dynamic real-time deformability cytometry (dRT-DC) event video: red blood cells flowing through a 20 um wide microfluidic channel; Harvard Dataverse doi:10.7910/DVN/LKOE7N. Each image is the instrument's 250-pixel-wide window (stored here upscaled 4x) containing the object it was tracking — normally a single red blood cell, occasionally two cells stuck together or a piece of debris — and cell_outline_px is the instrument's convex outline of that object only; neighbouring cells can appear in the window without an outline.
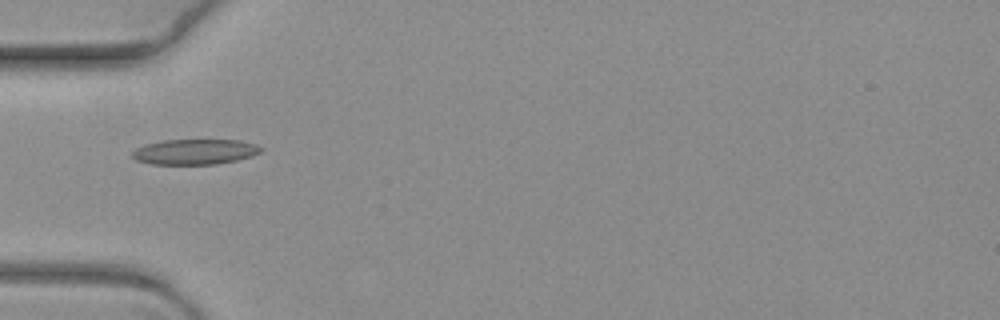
{"species": "common noctule bat (a hibernating species)", "species_latin": "Nyctalus noctula", "temperature_condition": "warm", "stored_images_in_passage": 9, "camera_frame_rate_fps": 3000, "um_per_image_px": 0.085, "animal": {"sex": "female", "body_mass_g": 19.3, "forearm_length_mm": 54.1}, "frame": {"image": 1, "passage_image": 6, "time_ms": 1.667, "image_size_px": [1000, 320], "cell_outline_px": [[264, 148], [260, 152], [252, 156], [236, 160], [216, 164], [152, 164], [136, 160], [132, 156], [132, 152], [136, 148], [144, 144], [160, 140], [240, 140], [256, 144]], "centroid_in_image_um": [16.56, 12.89], "position_along_channel_um": 68.4, "area_um2": 19.07}}
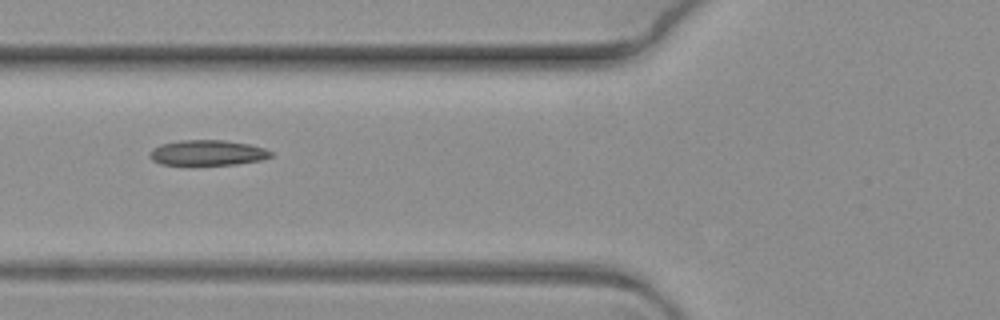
{"frame": {"image": 2, "passage_image": 7, "time_ms": 2.0, "image_size_px": [1000, 320], "cell_outline_px": [[272, 156], [260, 160], [236, 164], [160, 164], [152, 160], [152, 148], [160, 144], [180, 140], [224, 140], [248, 144], [264, 148], [272, 152]], "centroid_in_image_um": [17.65, 12.97], "position_along_channel_um": 108.1, "area_um2": 17.57}}
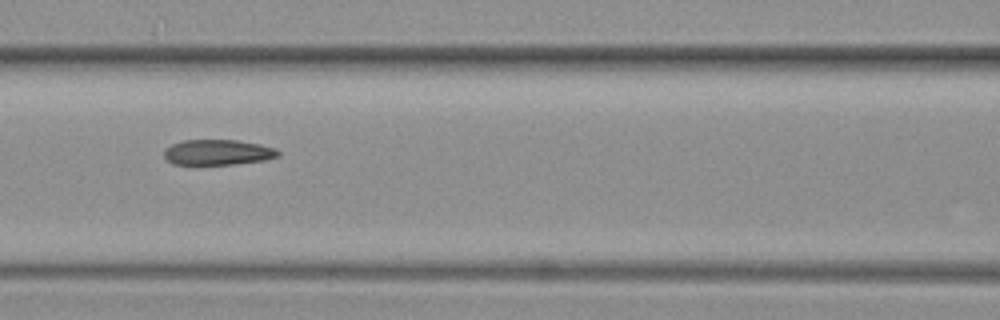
{"frame": {"image": 3, "passage_image": 8, "time_ms": 2.333, "image_size_px": [1000, 320], "cell_outline_px": [[280, 156], [264, 160], [232, 164], [172, 164], [164, 156], [164, 148], [172, 144], [184, 140], [236, 140], [260, 144], [276, 148], [280, 152]], "centroid_in_image_um": [18.52, 12.94], "position_along_channel_um": 148.1, "area_um2": 16.88}}